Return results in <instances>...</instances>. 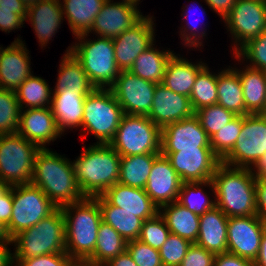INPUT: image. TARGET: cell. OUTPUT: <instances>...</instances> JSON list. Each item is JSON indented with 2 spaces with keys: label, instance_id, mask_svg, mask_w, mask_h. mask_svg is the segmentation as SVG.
I'll list each match as a JSON object with an SVG mask.
<instances>
[{
  "label": "cell",
  "instance_id": "1",
  "mask_svg": "<svg viewBox=\"0 0 266 266\" xmlns=\"http://www.w3.org/2000/svg\"><path fill=\"white\" fill-rule=\"evenodd\" d=\"M31 183L57 207L85 198L76 180L73 161L49 148L37 152Z\"/></svg>",
  "mask_w": 266,
  "mask_h": 266
},
{
  "label": "cell",
  "instance_id": "2",
  "mask_svg": "<svg viewBox=\"0 0 266 266\" xmlns=\"http://www.w3.org/2000/svg\"><path fill=\"white\" fill-rule=\"evenodd\" d=\"M216 207L228 218L257 215L256 177L252 169L220 163L212 176Z\"/></svg>",
  "mask_w": 266,
  "mask_h": 266
},
{
  "label": "cell",
  "instance_id": "3",
  "mask_svg": "<svg viewBox=\"0 0 266 266\" xmlns=\"http://www.w3.org/2000/svg\"><path fill=\"white\" fill-rule=\"evenodd\" d=\"M121 156L110 144L92 143L73 160L76 180L84 197L101 196L118 182Z\"/></svg>",
  "mask_w": 266,
  "mask_h": 266
},
{
  "label": "cell",
  "instance_id": "4",
  "mask_svg": "<svg viewBox=\"0 0 266 266\" xmlns=\"http://www.w3.org/2000/svg\"><path fill=\"white\" fill-rule=\"evenodd\" d=\"M61 209L66 225V253L74 260H87L94 253L102 222L97 200L85 197Z\"/></svg>",
  "mask_w": 266,
  "mask_h": 266
},
{
  "label": "cell",
  "instance_id": "5",
  "mask_svg": "<svg viewBox=\"0 0 266 266\" xmlns=\"http://www.w3.org/2000/svg\"><path fill=\"white\" fill-rule=\"evenodd\" d=\"M12 243L14 259L66 253V225L61 207L36 225L19 232L12 238Z\"/></svg>",
  "mask_w": 266,
  "mask_h": 266
},
{
  "label": "cell",
  "instance_id": "6",
  "mask_svg": "<svg viewBox=\"0 0 266 266\" xmlns=\"http://www.w3.org/2000/svg\"><path fill=\"white\" fill-rule=\"evenodd\" d=\"M88 33L73 36L70 52L80 62L95 88H110L116 81L120 69L117 66L113 40Z\"/></svg>",
  "mask_w": 266,
  "mask_h": 266
},
{
  "label": "cell",
  "instance_id": "7",
  "mask_svg": "<svg viewBox=\"0 0 266 266\" xmlns=\"http://www.w3.org/2000/svg\"><path fill=\"white\" fill-rule=\"evenodd\" d=\"M123 115L122 107L110 88H95L84 100L80 136L91 134L97 139V144H109Z\"/></svg>",
  "mask_w": 266,
  "mask_h": 266
},
{
  "label": "cell",
  "instance_id": "8",
  "mask_svg": "<svg viewBox=\"0 0 266 266\" xmlns=\"http://www.w3.org/2000/svg\"><path fill=\"white\" fill-rule=\"evenodd\" d=\"M109 144L121 157L160 153L161 129L147 116L124 114Z\"/></svg>",
  "mask_w": 266,
  "mask_h": 266
},
{
  "label": "cell",
  "instance_id": "9",
  "mask_svg": "<svg viewBox=\"0 0 266 266\" xmlns=\"http://www.w3.org/2000/svg\"><path fill=\"white\" fill-rule=\"evenodd\" d=\"M40 148L21 135H0V179L10 186L29 184Z\"/></svg>",
  "mask_w": 266,
  "mask_h": 266
},
{
  "label": "cell",
  "instance_id": "10",
  "mask_svg": "<svg viewBox=\"0 0 266 266\" xmlns=\"http://www.w3.org/2000/svg\"><path fill=\"white\" fill-rule=\"evenodd\" d=\"M12 215L6 226L11 238L36 225L51 214L57 206L32 183L12 186Z\"/></svg>",
  "mask_w": 266,
  "mask_h": 266
},
{
  "label": "cell",
  "instance_id": "11",
  "mask_svg": "<svg viewBox=\"0 0 266 266\" xmlns=\"http://www.w3.org/2000/svg\"><path fill=\"white\" fill-rule=\"evenodd\" d=\"M266 153V114L242 116V129L231 152L222 163L252 169Z\"/></svg>",
  "mask_w": 266,
  "mask_h": 266
},
{
  "label": "cell",
  "instance_id": "12",
  "mask_svg": "<svg viewBox=\"0 0 266 266\" xmlns=\"http://www.w3.org/2000/svg\"><path fill=\"white\" fill-rule=\"evenodd\" d=\"M232 38V54L251 38L266 30V3L259 0H237L223 19Z\"/></svg>",
  "mask_w": 266,
  "mask_h": 266
},
{
  "label": "cell",
  "instance_id": "13",
  "mask_svg": "<svg viewBox=\"0 0 266 266\" xmlns=\"http://www.w3.org/2000/svg\"><path fill=\"white\" fill-rule=\"evenodd\" d=\"M156 85L130 71H120L110 90L122 107L124 114L148 116Z\"/></svg>",
  "mask_w": 266,
  "mask_h": 266
},
{
  "label": "cell",
  "instance_id": "14",
  "mask_svg": "<svg viewBox=\"0 0 266 266\" xmlns=\"http://www.w3.org/2000/svg\"><path fill=\"white\" fill-rule=\"evenodd\" d=\"M266 223L258 215L229 217L227 223V252L255 261Z\"/></svg>",
  "mask_w": 266,
  "mask_h": 266
},
{
  "label": "cell",
  "instance_id": "15",
  "mask_svg": "<svg viewBox=\"0 0 266 266\" xmlns=\"http://www.w3.org/2000/svg\"><path fill=\"white\" fill-rule=\"evenodd\" d=\"M144 17L140 8L134 4L120 0L119 2L106 0L87 33L114 39L134 27Z\"/></svg>",
  "mask_w": 266,
  "mask_h": 266
},
{
  "label": "cell",
  "instance_id": "16",
  "mask_svg": "<svg viewBox=\"0 0 266 266\" xmlns=\"http://www.w3.org/2000/svg\"><path fill=\"white\" fill-rule=\"evenodd\" d=\"M154 16L145 17L113 40L115 60L120 71H129L136 58L155 41Z\"/></svg>",
  "mask_w": 266,
  "mask_h": 266
},
{
  "label": "cell",
  "instance_id": "17",
  "mask_svg": "<svg viewBox=\"0 0 266 266\" xmlns=\"http://www.w3.org/2000/svg\"><path fill=\"white\" fill-rule=\"evenodd\" d=\"M161 154L169 159L183 182L212 180L221 163L212 149H180L178 152Z\"/></svg>",
  "mask_w": 266,
  "mask_h": 266
},
{
  "label": "cell",
  "instance_id": "18",
  "mask_svg": "<svg viewBox=\"0 0 266 266\" xmlns=\"http://www.w3.org/2000/svg\"><path fill=\"white\" fill-rule=\"evenodd\" d=\"M180 149H212L210 138L195 115L161 129L160 153H173Z\"/></svg>",
  "mask_w": 266,
  "mask_h": 266
},
{
  "label": "cell",
  "instance_id": "19",
  "mask_svg": "<svg viewBox=\"0 0 266 266\" xmlns=\"http://www.w3.org/2000/svg\"><path fill=\"white\" fill-rule=\"evenodd\" d=\"M18 37L0 50V89L14 92L33 73L29 50Z\"/></svg>",
  "mask_w": 266,
  "mask_h": 266
},
{
  "label": "cell",
  "instance_id": "20",
  "mask_svg": "<svg viewBox=\"0 0 266 266\" xmlns=\"http://www.w3.org/2000/svg\"><path fill=\"white\" fill-rule=\"evenodd\" d=\"M23 138L36 144L40 149L48 148L63 135L57 126L51 107L22 109L16 132Z\"/></svg>",
  "mask_w": 266,
  "mask_h": 266
},
{
  "label": "cell",
  "instance_id": "21",
  "mask_svg": "<svg viewBox=\"0 0 266 266\" xmlns=\"http://www.w3.org/2000/svg\"><path fill=\"white\" fill-rule=\"evenodd\" d=\"M182 182L169 159L160 154L152 165L145 192L152 202L161 208L178 200Z\"/></svg>",
  "mask_w": 266,
  "mask_h": 266
},
{
  "label": "cell",
  "instance_id": "22",
  "mask_svg": "<svg viewBox=\"0 0 266 266\" xmlns=\"http://www.w3.org/2000/svg\"><path fill=\"white\" fill-rule=\"evenodd\" d=\"M194 115L190 98L174 93L162 84L155 87L150 113L147 116L160 129Z\"/></svg>",
  "mask_w": 266,
  "mask_h": 266
},
{
  "label": "cell",
  "instance_id": "23",
  "mask_svg": "<svg viewBox=\"0 0 266 266\" xmlns=\"http://www.w3.org/2000/svg\"><path fill=\"white\" fill-rule=\"evenodd\" d=\"M63 21L60 0H38L36 4L28 7L25 19V22L31 24L41 48L48 46L50 40L59 32Z\"/></svg>",
  "mask_w": 266,
  "mask_h": 266
},
{
  "label": "cell",
  "instance_id": "24",
  "mask_svg": "<svg viewBox=\"0 0 266 266\" xmlns=\"http://www.w3.org/2000/svg\"><path fill=\"white\" fill-rule=\"evenodd\" d=\"M102 196L111 205L134 213L143 221L159 213V208L152 202L145 189L130 187L117 182L109 187Z\"/></svg>",
  "mask_w": 266,
  "mask_h": 266
},
{
  "label": "cell",
  "instance_id": "25",
  "mask_svg": "<svg viewBox=\"0 0 266 266\" xmlns=\"http://www.w3.org/2000/svg\"><path fill=\"white\" fill-rule=\"evenodd\" d=\"M228 217L218 208L206 211L200 216V228L196 245L217 254L227 252Z\"/></svg>",
  "mask_w": 266,
  "mask_h": 266
},
{
  "label": "cell",
  "instance_id": "26",
  "mask_svg": "<svg viewBox=\"0 0 266 266\" xmlns=\"http://www.w3.org/2000/svg\"><path fill=\"white\" fill-rule=\"evenodd\" d=\"M86 96L71 90L53 91L50 107L62 134L81 128Z\"/></svg>",
  "mask_w": 266,
  "mask_h": 266
},
{
  "label": "cell",
  "instance_id": "27",
  "mask_svg": "<svg viewBox=\"0 0 266 266\" xmlns=\"http://www.w3.org/2000/svg\"><path fill=\"white\" fill-rule=\"evenodd\" d=\"M205 65L201 59L194 63L175 52L167 63L162 85L174 93L190 97L195 78Z\"/></svg>",
  "mask_w": 266,
  "mask_h": 266
},
{
  "label": "cell",
  "instance_id": "28",
  "mask_svg": "<svg viewBox=\"0 0 266 266\" xmlns=\"http://www.w3.org/2000/svg\"><path fill=\"white\" fill-rule=\"evenodd\" d=\"M71 45L65 51L59 64L56 85L53 91L71 90L88 95L95 89L80 62L70 52Z\"/></svg>",
  "mask_w": 266,
  "mask_h": 266
},
{
  "label": "cell",
  "instance_id": "29",
  "mask_svg": "<svg viewBox=\"0 0 266 266\" xmlns=\"http://www.w3.org/2000/svg\"><path fill=\"white\" fill-rule=\"evenodd\" d=\"M159 213L171 234L178 235L195 244L199 234L200 216L188 210L178 201L163 205Z\"/></svg>",
  "mask_w": 266,
  "mask_h": 266
},
{
  "label": "cell",
  "instance_id": "30",
  "mask_svg": "<svg viewBox=\"0 0 266 266\" xmlns=\"http://www.w3.org/2000/svg\"><path fill=\"white\" fill-rule=\"evenodd\" d=\"M235 69L242 84L246 110L250 114H266V72L246 65Z\"/></svg>",
  "mask_w": 266,
  "mask_h": 266
},
{
  "label": "cell",
  "instance_id": "31",
  "mask_svg": "<svg viewBox=\"0 0 266 266\" xmlns=\"http://www.w3.org/2000/svg\"><path fill=\"white\" fill-rule=\"evenodd\" d=\"M217 91V104L236 115L250 114L245 108L242 84L235 67L228 66L217 72Z\"/></svg>",
  "mask_w": 266,
  "mask_h": 266
},
{
  "label": "cell",
  "instance_id": "32",
  "mask_svg": "<svg viewBox=\"0 0 266 266\" xmlns=\"http://www.w3.org/2000/svg\"><path fill=\"white\" fill-rule=\"evenodd\" d=\"M106 0H60L72 35L87 33Z\"/></svg>",
  "mask_w": 266,
  "mask_h": 266
},
{
  "label": "cell",
  "instance_id": "33",
  "mask_svg": "<svg viewBox=\"0 0 266 266\" xmlns=\"http://www.w3.org/2000/svg\"><path fill=\"white\" fill-rule=\"evenodd\" d=\"M155 43L136 58L129 71L147 81L162 84L167 63L175 53L170 48L159 50L157 45L154 47Z\"/></svg>",
  "mask_w": 266,
  "mask_h": 266
},
{
  "label": "cell",
  "instance_id": "34",
  "mask_svg": "<svg viewBox=\"0 0 266 266\" xmlns=\"http://www.w3.org/2000/svg\"><path fill=\"white\" fill-rule=\"evenodd\" d=\"M99 205L102 221L112 226L126 242L139 238L143 220L125 211L122 208L111 205L102 195L94 197Z\"/></svg>",
  "mask_w": 266,
  "mask_h": 266
},
{
  "label": "cell",
  "instance_id": "35",
  "mask_svg": "<svg viewBox=\"0 0 266 266\" xmlns=\"http://www.w3.org/2000/svg\"><path fill=\"white\" fill-rule=\"evenodd\" d=\"M160 154L147 153L121 157L118 182L126 186L145 189L154 160Z\"/></svg>",
  "mask_w": 266,
  "mask_h": 266
},
{
  "label": "cell",
  "instance_id": "36",
  "mask_svg": "<svg viewBox=\"0 0 266 266\" xmlns=\"http://www.w3.org/2000/svg\"><path fill=\"white\" fill-rule=\"evenodd\" d=\"M204 187H209L212 195L209 196ZM213 194H215V189L212 180L182 182L177 201L191 212L201 216L216 206V199L213 198L215 197Z\"/></svg>",
  "mask_w": 266,
  "mask_h": 266
},
{
  "label": "cell",
  "instance_id": "37",
  "mask_svg": "<svg viewBox=\"0 0 266 266\" xmlns=\"http://www.w3.org/2000/svg\"><path fill=\"white\" fill-rule=\"evenodd\" d=\"M126 244L124 238L112 226L102 221L98 228L94 253L87 261L104 266L112 258L123 253Z\"/></svg>",
  "mask_w": 266,
  "mask_h": 266
},
{
  "label": "cell",
  "instance_id": "38",
  "mask_svg": "<svg viewBox=\"0 0 266 266\" xmlns=\"http://www.w3.org/2000/svg\"><path fill=\"white\" fill-rule=\"evenodd\" d=\"M22 109H36L50 107L53 90L48 82L33 73L15 91Z\"/></svg>",
  "mask_w": 266,
  "mask_h": 266
},
{
  "label": "cell",
  "instance_id": "39",
  "mask_svg": "<svg viewBox=\"0 0 266 266\" xmlns=\"http://www.w3.org/2000/svg\"><path fill=\"white\" fill-rule=\"evenodd\" d=\"M211 69L206 64L197 74L190 93V103L193 111L217 104V73L210 72Z\"/></svg>",
  "mask_w": 266,
  "mask_h": 266
},
{
  "label": "cell",
  "instance_id": "40",
  "mask_svg": "<svg viewBox=\"0 0 266 266\" xmlns=\"http://www.w3.org/2000/svg\"><path fill=\"white\" fill-rule=\"evenodd\" d=\"M233 57L238 63H246L244 65L250 68L266 72V30L257 37L248 40L234 55L232 54Z\"/></svg>",
  "mask_w": 266,
  "mask_h": 266
},
{
  "label": "cell",
  "instance_id": "41",
  "mask_svg": "<svg viewBox=\"0 0 266 266\" xmlns=\"http://www.w3.org/2000/svg\"><path fill=\"white\" fill-rule=\"evenodd\" d=\"M20 112L21 108L16 92L0 89V135L17 132Z\"/></svg>",
  "mask_w": 266,
  "mask_h": 266
},
{
  "label": "cell",
  "instance_id": "42",
  "mask_svg": "<svg viewBox=\"0 0 266 266\" xmlns=\"http://www.w3.org/2000/svg\"><path fill=\"white\" fill-rule=\"evenodd\" d=\"M196 3H192L191 5H187V6H183V10H182V14L181 17H183V22H186L184 26L181 25V27L179 28V36L182 38V42L181 44L184 45V47H187V49L189 48H196V50L198 48H204V44H203V40L208 36L207 33V29H206V25L204 24H199L200 21H195L196 23H194V21H191L190 19V15H191V9H194L196 11V9L199 10V8H201V10L203 9L202 6L199 8H196V6L194 5ZM196 8V9H195ZM193 10V11H194ZM193 13V12H192ZM202 15L206 13L205 9H203V11H201ZM185 18V19H184ZM198 18V17H197ZM203 23V22H202ZM199 25H204L205 28H203V26L201 27V29L197 28ZM205 37V38H204ZM203 39V40H202Z\"/></svg>",
  "mask_w": 266,
  "mask_h": 266
},
{
  "label": "cell",
  "instance_id": "43",
  "mask_svg": "<svg viewBox=\"0 0 266 266\" xmlns=\"http://www.w3.org/2000/svg\"><path fill=\"white\" fill-rule=\"evenodd\" d=\"M242 129V115H237L210 138L214 154L222 161L233 149Z\"/></svg>",
  "mask_w": 266,
  "mask_h": 266
},
{
  "label": "cell",
  "instance_id": "44",
  "mask_svg": "<svg viewBox=\"0 0 266 266\" xmlns=\"http://www.w3.org/2000/svg\"><path fill=\"white\" fill-rule=\"evenodd\" d=\"M194 115L199 119L202 128L206 131L209 138L237 116L234 112L225 109L219 104H213L196 110Z\"/></svg>",
  "mask_w": 266,
  "mask_h": 266
},
{
  "label": "cell",
  "instance_id": "45",
  "mask_svg": "<svg viewBox=\"0 0 266 266\" xmlns=\"http://www.w3.org/2000/svg\"><path fill=\"white\" fill-rule=\"evenodd\" d=\"M169 235L170 230L165 220L160 213H157L154 217L143 221L138 240L159 250L166 242Z\"/></svg>",
  "mask_w": 266,
  "mask_h": 266
},
{
  "label": "cell",
  "instance_id": "46",
  "mask_svg": "<svg viewBox=\"0 0 266 266\" xmlns=\"http://www.w3.org/2000/svg\"><path fill=\"white\" fill-rule=\"evenodd\" d=\"M191 244L188 240L170 233L166 242L159 249L163 266H180Z\"/></svg>",
  "mask_w": 266,
  "mask_h": 266
},
{
  "label": "cell",
  "instance_id": "47",
  "mask_svg": "<svg viewBox=\"0 0 266 266\" xmlns=\"http://www.w3.org/2000/svg\"><path fill=\"white\" fill-rule=\"evenodd\" d=\"M126 250L138 266H163L159 250L138 239L128 241Z\"/></svg>",
  "mask_w": 266,
  "mask_h": 266
},
{
  "label": "cell",
  "instance_id": "48",
  "mask_svg": "<svg viewBox=\"0 0 266 266\" xmlns=\"http://www.w3.org/2000/svg\"><path fill=\"white\" fill-rule=\"evenodd\" d=\"M73 261L67 253H54L30 259H14V266H70Z\"/></svg>",
  "mask_w": 266,
  "mask_h": 266
},
{
  "label": "cell",
  "instance_id": "49",
  "mask_svg": "<svg viewBox=\"0 0 266 266\" xmlns=\"http://www.w3.org/2000/svg\"><path fill=\"white\" fill-rule=\"evenodd\" d=\"M215 254L196 244H191L180 266H214Z\"/></svg>",
  "mask_w": 266,
  "mask_h": 266
},
{
  "label": "cell",
  "instance_id": "50",
  "mask_svg": "<svg viewBox=\"0 0 266 266\" xmlns=\"http://www.w3.org/2000/svg\"><path fill=\"white\" fill-rule=\"evenodd\" d=\"M12 186L0 179V222L8 225L12 215Z\"/></svg>",
  "mask_w": 266,
  "mask_h": 266
},
{
  "label": "cell",
  "instance_id": "51",
  "mask_svg": "<svg viewBox=\"0 0 266 266\" xmlns=\"http://www.w3.org/2000/svg\"><path fill=\"white\" fill-rule=\"evenodd\" d=\"M25 20L18 14L16 9H0V30L10 33L24 27Z\"/></svg>",
  "mask_w": 266,
  "mask_h": 266
},
{
  "label": "cell",
  "instance_id": "52",
  "mask_svg": "<svg viewBox=\"0 0 266 266\" xmlns=\"http://www.w3.org/2000/svg\"><path fill=\"white\" fill-rule=\"evenodd\" d=\"M257 215L266 223V177L256 178Z\"/></svg>",
  "mask_w": 266,
  "mask_h": 266
},
{
  "label": "cell",
  "instance_id": "53",
  "mask_svg": "<svg viewBox=\"0 0 266 266\" xmlns=\"http://www.w3.org/2000/svg\"><path fill=\"white\" fill-rule=\"evenodd\" d=\"M214 266H255V264L253 261L226 252L215 256Z\"/></svg>",
  "mask_w": 266,
  "mask_h": 266
},
{
  "label": "cell",
  "instance_id": "54",
  "mask_svg": "<svg viewBox=\"0 0 266 266\" xmlns=\"http://www.w3.org/2000/svg\"><path fill=\"white\" fill-rule=\"evenodd\" d=\"M236 1L237 0H204V3L206 2V5L210 10L221 17V20L223 21V19L230 13Z\"/></svg>",
  "mask_w": 266,
  "mask_h": 266
},
{
  "label": "cell",
  "instance_id": "55",
  "mask_svg": "<svg viewBox=\"0 0 266 266\" xmlns=\"http://www.w3.org/2000/svg\"><path fill=\"white\" fill-rule=\"evenodd\" d=\"M0 9H16V14L24 20L27 17L28 7L21 0H0Z\"/></svg>",
  "mask_w": 266,
  "mask_h": 266
},
{
  "label": "cell",
  "instance_id": "56",
  "mask_svg": "<svg viewBox=\"0 0 266 266\" xmlns=\"http://www.w3.org/2000/svg\"><path fill=\"white\" fill-rule=\"evenodd\" d=\"M12 242L0 243V266H14V253L9 248Z\"/></svg>",
  "mask_w": 266,
  "mask_h": 266
},
{
  "label": "cell",
  "instance_id": "57",
  "mask_svg": "<svg viewBox=\"0 0 266 266\" xmlns=\"http://www.w3.org/2000/svg\"><path fill=\"white\" fill-rule=\"evenodd\" d=\"M104 266H138L132 259L131 255L125 250L115 258H112Z\"/></svg>",
  "mask_w": 266,
  "mask_h": 266
},
{
  "label": "cell",
  "instance_id": "58",
  "mask_svg": "<svg viewBox=\"0 0 266 266\" xmlns=\"http://www.w3.org/2000/svg\"><path fill=\"white\" fill-rule=\"evenodd\" d=\"M255 266H266V230L261 238L260 251L257 259L254 261Z\"/></svg>",
  "mask_w": 266,
  "mask_h": 266
},
{
  "label": "cell",
  "instance_id": "59",
  "mask_svg": "<svg viewBox=\"0 0 266 266\" xmlns=\"http://www.w3.org/2000/svg\"><path fill=\"white\" fill-rule=\"evenodd\" d=\"M252 172L256 178L266 177V153L252 168Z\"/></svg>",
  "mask_w": 266,
  "mask_h": 266
},
{
  "label": "cell",
  "instance_id": "60",
  "mask_svg": "<svg viewBox=\"0 0 266 266\" xmlns=\"http://www.w3.org/2000/svg\"><path fill=\"white\" fill-rule=\"evenodd\" d=\"M12 242V238L9 236L6 225L0 222V243Z\"/></svg>",
  "mask_w": 266,
  "mask_h": 266
},
{
  "label": "cell",
  "instance_id": "61",
  "mask_svg": "<svg viewBox=\"0 0 266 266\" xmlns=\"http://www.w3.org/2000/svg\"><path fill=\"white\" fill-rule=\"evenodd\" d=\"M70 266H101L96 263L89 262L87 260H74Z\"/></svg>",
  "mask_w": 266,
  "mask_h": 266
},
{
  "label": "cell",
  "instance_id": "62",
  "mask_svg": "<svg viewBox=\"0 0 266 266\" xmlns=\"http://www.w3.org/2000/svg\"><path fill=\"white\" fill-rule=\"evenodd\" d=\"M27 7L37 3L38 0H21Z\"/></svg>",
  "mask_w": 266,
  "mask_h": 266
},
{
  "label": "cell",
  "instance_id": "63",
  "mask_svg": "<svg viewBox=\"0 0 266 266\" xmlns=\"http://www.w3.org/2000/svg\"><path fill=\"white\" fill-rule=\"evenodd\" d=\"M122 1H125V2H128V3H131V4H134L135 6H139V2L141 0H122ZM143 1V0H142Z\"/></svg>",
  "mask_w": 266,
  "mask_h": 266
}]
</instances>
